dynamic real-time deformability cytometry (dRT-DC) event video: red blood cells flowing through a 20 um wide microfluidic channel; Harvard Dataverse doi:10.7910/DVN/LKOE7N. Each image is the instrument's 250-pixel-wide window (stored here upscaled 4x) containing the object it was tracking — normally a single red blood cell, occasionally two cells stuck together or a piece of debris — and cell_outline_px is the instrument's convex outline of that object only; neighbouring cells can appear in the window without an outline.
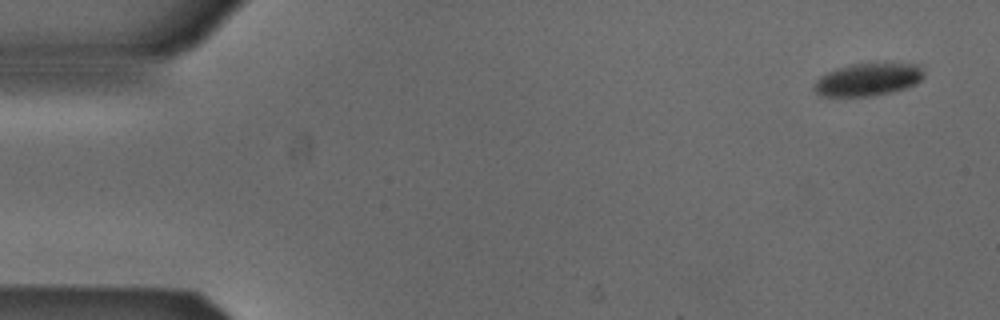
{"species": "Egyptian fruit bat (a non-hibernating species)", "species_latin": "Rousettus aegyptiacus", "temperature_condition": "cold", "stored_images_in_passage": 4, "camera_frame_rate_fps": 3000, "um_per_image_px": 0.085, "animal": {"sex": "male"}, "frame": {"image": 1, "passage_image": 1, "time_ms": 0.0, "image_size_px": [1000, 320], "cell_outline_px": [[924, 76], [916, 84], [892, 92], [872, 96], [820, 96], [812, 88], [812, 84], [820, 76], [836, 68], [852, 64], [920, 64], [924, 72]], "centroid_in_image_um": [73.75, 6.77], "position_along_channel_um": 11.2, "area_um2": 20.87}}
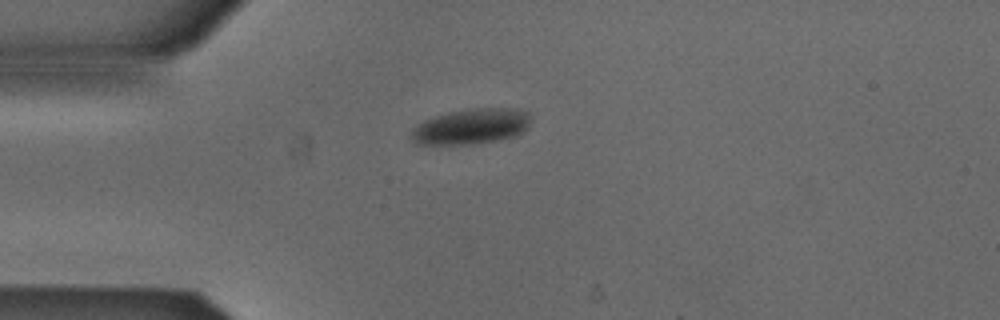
{"frame": {"image": 2, "passage_image": 4, "time_ms": 1.0, "image_size_px": [1000, 320], "cell_outline_px": [[528, 128], [516, 136], [496, 140], [472, 144], [416, 144], [408, 136], [412, 128], [416, 124], [424, 120], [448, 112], [472, 108], [520, 108], [528, 112]], "centroid_in_image_um": [40.01, 10.74], "position_along_channel_um": 45.0, "area_um2": 24.85}}